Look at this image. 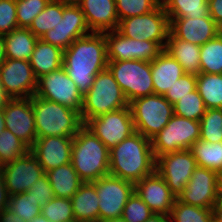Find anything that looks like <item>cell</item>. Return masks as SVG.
Masks as SVG:
<instances>
[{
  "mask_svg": "<svg viewBox=\"0 0 222 222\" xmlns=\"http://www.w3.org/2000/svg\"><path fill=\"white\" fill-rule=\"evenodd\" d=\"M108 66L107 43L104 33H95L76 39L63 54V68L84 96L95 76Z\"/></svg>",
  "mask_w": 222,
  "mask_h": 222,
  "instance_id": "6da1fadb",
  "label": "cell"
},
{
  "mask_svg": "<svg viewBox=\"0 0 222 222\" xmlns=\"http://www.w3.org/2000/svg\"><path fill=\"white\" fill-rule=\"evenodd\" d=\"M151 139L135 132L109 152V175L137 183L155 171Z\"/></svg>",
  "mask_w": 222,
  "mask_h": 222,
  "instance_id": "7a4b0ae2",
  "label": "cell"
},
{
  "mask_svg": "<svg viewBox=\"0 0 222 222\" xmlns=\"http://www.w3.org/2000/svg\"><path fill=\"white\" fill-rule=\"evenodd\" d=\"M109 152L106 145L83 126L73 137L71 164L83 182H94L109 175Z\"/></svg>",
  "mask_w": 222,
  "mask_h": 222,
  "instance_id": "3957f363",
  "label": "cell"
},
{
  "mask_svg": "<svg viewBox=\"0 0 222 222\" xmlns=\"http://www.w3.org/2000/svg\"><path fill=\"white\" fill-rule=\"evenodd\" d=\"M37 138L74 137L84 126L79 112L36 95L31 97Z\"/></svg>",
  "mask_w": 222,
  "mask_h": 222,
  "instance_id": "277c9868",
  "label": "cell"
},
{
  "mask_svg": "<svg viewBox=\"0 0 222 222\" xmlns=\"http://www.w3.org/2000/svg\"><path fill=\"white\" fill-rule=\"evenodd\" d=\"M129 106V103L108 68L99 72L88 92L83 96L81 118L83 124L99 115Z\"/></svg>",
  "mask_w": 222,
  "mask_h": 222,
  "instance_id": "5b68a950",
  "label": "cell"
},
{
  "mask_svg": "<svg viewBox=\"0 0 222 222\" xmlns=\"http://www.w3.org/2000/svg\"><path fill=\"white\" fill-rule=\"evenodd\" d=\"M135 131L151 139L174 115L172 105L164 95L152 94L129 103Z\"/></svg>",
  "mask_w": 222,
  "mask_h": 222,
  "instance_id": "8992f818",
  "label": "cell"
},
{
  "mask_svg": "<svg viewBox=\"0 0 222 222\" xmlns=\"http://www.w3.org/2000/svg\"><path fill=\"white\" fill-rule=\"evenodd\" d=\"M117 30L127 38L156 42L164 50L170 32V20L161 3L149 13L120 20Z\"/></svg>",
  "mask_w": 222,
  "mask_h": 222,
  "instance_id": "52a82bcc",
  "label": "cell"
},
{
  "mask_svg": "<svg viewBox=\"0 0 222 222\" xmlns=\"http://www.w3.org/2000/svg\"><path fill=\"white\" fill-rule=\"evenodd\" d=\"M199 138L200 121L174 114L166 126L151 138L154 157L188 150Z\"/></svg>",
  "mask_w": 222,
  "mask_h": 222,
  "instance_id": "ba28073f",
  "label": "cell"
},
{
  "mask_svg": "<svg viewBox=\"0 0 222 222\" xmlns=\"http://www.w3.org/2000/svg\"><path fill=\"white\" fill-rule=\"evenodd\" d=\"M107 68L123 91L128 103L154 94L151 62L139 60L108 62Z\"/></svg>",
  "mask_w": 222,
  "mask_h": 222,
  "instance_id": "9c48e42d",
  "label": "cell"
},
{
  "mask_svg": "<svg viewBox=\"0 0 222 222\" xmlns=\"http://www.w3.org/2000/svg\"><path fill=\"white\" fill-rule=\"evenodd\" d=\"M84 126L109 150L136 132L129 106L92 118Z\"/></svg>",
  "mask_w": 222,
  "mask_h": 222,
  "instance_id": "30bf717a",
  "label": "cell"
},
{
  "mask_svg": "<svg viewBox=\"0 0 222 222\" xmlns=\"http://www.w3.org/2000/svg\"><path fill=\"white\" fill-rule=\"evenodd\" d=\"M35 95L81 113L83 96L63 66L37 79Z\"/></svg>",
  "mask_w": 222,
  "mask_h": 222,
  "instance_id": "8fae6325",
  "label": "cell"
},
{
  "mask_svg": "<svg viewBox=\"0 0 222 222\" xmlns=\"http://www.w3.org/2000/svg\"><path fill=\"white\" fill-rule=\"evenodd\" d=\"M91 183L99 198V222L121 217L125 204L134 193V183L111 175Z\"/></svg>",
  "mask_w": 222,
  "mask_h": 222,
  "instance_id": "7c38bea8",
  "label": "cell"
},
{
  "mask_svg": "<svg viewBox=\"0 0 222 222\" xmlns=\"http://www.w3.org/2000/svg\"><path fill=\"white\" fill-rule=\"evenodd\" d=\"M196 167V160L188 149L157 157L155 171L165 180L171 193L178 198Z\"/></svg>",
  "mask_w": 222,
  "mask_h": 222,
  "instance_id": "4fadbf2b",
  "label": "cell"
},
{
  "mask_svg": "<svg viewBox=\"0 0 222 222\" xmlns=\"http://www.w3.org/2000/svg\"><path fill=\"white\" fill-rule=\"evenodd\" d=\"M104 36L108 62L128 60L151 62L163 51L156 42L127 38L117 29L104 32Z\"/></svg>",
  "mask_w": 222,
  "mask_h": 222,
  "instance_id": "5bb4252c",
  "label": "cell"
},
{
  "mask_svg": "<svg viewBox=\"0 0 222 222\" xmlns=\"http://www.w3.org/2000/svg\"><path fill=\"white\" fill-rule=\"evenodd\" d=\"M85 16L78 4L63 2L62 20L53 29L47 31L41 39L66 50L76 39L91 34Z\"/></svg>",
  "mask_w": 222,
  "mask_h": 222,
  "instance_id": "9a60e30c",
  "label": "cell"
},
{
  "mask_svg": "<svg viewBox=\"0 0 222 222\" xmlns=\"http://www.w3.org/2000/svg\"><path fill=\"white\" fill-rule=\"evenodd\" d=\"M218 180L216 171L197 166L177 199L184 204L213 208L219 199Z\"/></svg>",
  "mask_w": 222,
  "mask_h": 222,
  "instance_id": "2e32d148",
  "label": "cell"
},
{
  "mask_svg": "<svg viewBox=\"0 0 222 222\" xmlns=\"http://www.w3.org/2000/svg\"><path fill=\"white\" fill-rule=\"evenodd\" d=\"M0 83L12 99L32 97L37 89V78L27 60L6 59L0 66Z\"/></svg>",
  "mask_w": 222,
  "mask_h": 222,
  "instance_id": "e0dca14e",
  "label": "cell"
},
{
  "mask_svg": "<svg viewBox=\"0 0 222 222\" xmlns=\"http://www.w3.org/2000/svg\"><path fill=\"white\" fill-rule=\"evenodd\" d=\"M0 169L9 195L25 193L46 173L31 151L13 162L2 165Z\"/></svg>",
  "mask_w": 222,
  "mask_h": 222,
  "instance_id": "ac0fdd59",
  "label": "cell"
},
{
  "mask_svg": "<svg viewBox=\"0 0 222 222\" xmlns=\"http://www.w3.org/2000/svg\"><path fill=\"white\" fill-rule=\"evenodd\" d=\"M3 113L6 129L31 148L37 138L31 97L11 99Z\"/></svg>",
  "mask_w": 222,
  "mask_h": 222,
  "instance_id": "d6986e66",
  "label": "cell"
},
{
  "mask_svg": "<svg viewBox=\"0 0 222 222\" xmlns=\"http://www.w3.org/2000/svg\"><path fill=\"white\" fill-rule=\"evenodd\" d=\"M134 192L155 214L169 216L176 199L165 180L156 171L135 183Z\"/></svg>",
  "mask_w": 222,
  "mask_h": 222,
  "instance_id": "ffe728a7",
  "label": "cell"
},
{
  "mask_svg": "<svg viewBox=\"0 0 222 222\" xmlns=\"http://www.w3.org/2000/svg\"><path fill=\"white\" fill-rule=\"evenodd\" d=\"M73 137L46 136L36 138L30 151L45 172L71 163Z\"/></svg>",
  "mask_w": 222,
  "mask_h": 222,
  "instance_id": "44dd1931",
  "label": "cell"
},
{
  "mask_svg": "<svg viewBox=\"0 0 222 222\" xmlns=\"http://www.w3.org/2000/svg\"><path fill=\"white\" fill-rule=\"evenodd\" d=\"M170 32L178 39L204 45L215 38L222 29L210 16L201 18L169 17Z\"/></svg>",
  "mask_w": 222,
  "mask_h": 222,
  "instance_id": "7402d4cb",
  "label": "cell"
},
{
  "mask_svg": "<svg viewBox=\"0 0 222 222\" xmlns=\"http://www.w3.org/2000/svg\"><path fill=\"white\" fill-rule=\"evenodd\" d=\"M78 5L91 32L104 33L118 28L115 0H81Z\"/></svg>",
  "mask_w": 222,
  "mask_h": 222,
  "instance_id": "603a6c76",
  "label": "cell"
},
{
  "mask_svg": "<svg viewBox=\"0 0 222 222\" xmlns=\"http://www.w3.org/2000/svg\"><path fill=\"white\" fill-rule=\"evenodd\" d=\"M184 74L179 62L163 50L151 61L154 94L164 95Z\"/></svg>",
  "mask_w": 222,
  "mask_h": 222,
  "instance_id": "cb8c5ba5",
  "label": "cell"
},
{
  "mask_svg": "<svg viewBox=\"0 0 222 222\" xmlns=\"http://www.w3.org/2000/svg\"><path fill=\"white\" fill-rule=\"evenodd\" d=\"M63 54L61 48L38 39L29 60L35 77L38 79L60 69L63 66Z\"/></svg>",
  "mask_w": 222,
  "mask_h": 222,
  "instance_id": "d4e9b609",
  "label": "cell"
},
{
  "mask_svg": "<svg viewBox=\"0 0 222 222\" xmlns=\"http://www.w3.org/2000/svg\"><path fill=\"white\" fill-rule=\"evenodd\" d=\"M71 202L76 221L99 222V198L91 182H84L71 197Z\"/></svg>",
  "mask_w": 222,
  "mask_h": 222,
  "instance_id": "484cf974",
  "label": "cell"
},
{
  "mask_svg": "<svg viewBox=\"0 0 222 222\" xmlns=\"http://www.w3.org/2000/svg\"><path fill=\"white\" fill-rule=\"evenodd\" d=\"M164 50L179 62L185 73H201L200 45L180 40L169 32Z\"/></svg>",
  "mask_w": 222,
  "mask_h": 222,
  "instance_id": "4316f807",
  "label": "cell"
},
{
  "mask_svg": "<svg viewBox=\"0 0 222 222\" xmlns=\"http://www.w3.org/2000/svg\"><path fill=\"white\" fill-rule=\"evenodd\" d=\"M55 197L71 199L84 183L71 163L46 172Z\"/></svg>",
  "mask_w": 222,
  "mask_h": 222,
  "instance_id": "83f0119b",
  "label": "cell"
},
{
  "mask_svg": "<svg viewBox=\"0 0 222 222\" xmlns=\"http://www.w3.org/2000/svg\"><path fill=\"white\" fill-rule=\"evenodd\" d=\"M7 59L29 61L38 38L28 28H16L3 35Z\"/></svg>",
  "mask_w": 222,
  "mask_h": 222,
  "instance_id": "f1b7e54d",
  "label": "cell"
},
{
  "mask_svg": "<svg viewBox=\"0 0 222 222\" xmlns=\"http://www.w3.org/2000/svg\"><path fill=\"white\" fill-rule=\"evenodd\" d=\"M196 160L197 166L222 172V142H206L201 139L191 145L189 149Z\"/></svg>",
  "mask_w": 222,
  "mask_h": 222,
  "instance_id": "f546056e",
  "label": "cell"
},
{
  "mask_svg": "<svg viewBox=\"0 0 222 222\" xmlns=\"http://www.w3.org/2000/svg\"><path fill=\"white\" fill-rule=\"evenodd\" d=\"M196 89L206 109H222V74H197Z\"/></svg>",
  "mask_w": 222,
  "mask_h": 222,
  "instance_id": "4dcf8cb0",
  "label": "cell"
},
{
  "mask_svg": "<svg viewBox=\"0 0 222 222\" xmlns=\"http://www.w3.org/2000/svg\"><path fill=\"white\" fill-rule=\"evenodd\" d=\"M168 17L201 18L209 15L208 0H161Z\"/></svg>",
  "mask_w": 222,
  "mask_h": 222,
  "instance_id": "1f68e13d",
  "label": "cell"
},
{
  "mask_svg": "<svg viewBox=\"0 0 222 222\" xmlns=\"http://www.w3.org/2000/svg\"><path fill=\"white\" fill-rule=\"evenodd\" d=\"M63 1L50 0L46 8L39 13L28 28L38 39L62 20Z\"/></svg>",
  "mask_w": 222,
  "mask_h": 222,
  "instance_id": "d6a6232c",
  "label": "cell"
},
{
  "mask_svg": "<svg viewBox=\"0 0 222 222\" xmlns=\"http://www.w3.org/2000/svg\"><path fill=\"white\" fill-rule=\"evenodd\" d=\"M201 73L222 74V32L200 46Z\"/></svg>",
  "mask_w": 222,
  "mask_h": 222,
  "instance_id": "836d02e7",
  "label": "cell"
},
{
  "mask_svg": "<svg viewBox=\"0 0 222 222\" xmlns=\"http://www.w3.org/2000/svg\"><path fill=\"white\" fill-rule=\"evenodd\" d=\"M212 209L184 204L176 198L169 214L170 222H212Z\"/></svg>",
  "mask_w": 222,
  "mask_h": 222,
  "instance_id": "e575fe53",
  "label": "cell"
},
{
  "mask_svg": "<svg viewBox=\"0 0 222 222\" xmlns=\"http://www.w3.org/2000/svg\"><path fill=\"white\" fill-rule=\"evenodd\" d=\"M30 148L10 130L0 133V167L25 155Z\"/></svg>",
  "mask_w": 222,
  "mask_h": 222,
  "instance_id": "d590c367",
  "label": "cell"
},
{
  "mask_svg": "<svg viewBox=\"0 0 222 222\" xmlns=\"http://www.w3.org/2000/svg\"><path fill=\"white\" fill-rule=\"evenodd\" d=\"M203 141L222 142V109H206L200 119V138Z\"/></svg>",
  "mask_w": 222,
  "mask_h": 222,
  "instance_id": "8d00e7d4",
  "label": "cell"
},
{
  "mask_svg": "<svg viewBox=\"0 0 222 222\" xmlns=\"http://www.w3.org/2000/svg\"><path fill=\"white\" fill-rule=\"evenodd\" d=\"M205 112L206 107L197 89L174 104V114L187 119L200 121Z\"/></svg>",
  "mask_w": 222,
  "mask_h": 222,
  "instance_id": "74e56055",
  "label": "cell"
},
{
  "mask_svg": "<svg viewBox=\"0 0 222 222\" xmlns=\"http://www.w3.org/2000/svg\"><path fill=\"white\" fill-rule=\"evenodd\" d=\"M8 209L18 215L25 222L41 214V208L32 195L25 193L10 195Z\"/></svg>",
  "mask_w": 222,
  "mask_h": 222,
  "instance_id": "f35d334b",
  "label": "cell"
},
{
  "mask_svg": "<svg viewBox=\"0 0 222 222\" xmlns=\"http://www.w3.org/2000/svg\"><path fill=\"white\" fill-rule=\"evenodd\" d=\"M118 20L143 15L156 9L161 0H115Z\"/></svg>",
  "mask_w": 222,
  "mask_h": 222,
  "instance_id": "ab89813d",
  "label": "cell"
},
{
  "mask_svg": "<svg viewBox=\"0 0 222 222\" xmlns=\"http://www.w3.org/2000/svg\"><path fill=\"white\" fill-rule=\"evenodd\" d=\"M41 214L50 222L75 220L71 199L54 197L43 208Z\"/></svg>",
  "mask_w": 222,
  "mask_h": 222,
  "instance_id": "60d3db41",
  "label": "cell"
},
{
  "mask_svg": "<svg viewBox=\"0 0 222 222\" xmlns=\"http://www.w3.org/2000/svg\"><path fill=\"white\" fill-rule=\"evenodd\" d=\"M50 0H16L18 28H29L33 19L41 13Z\"/></svg>",
  "mask_w": 222,
  "mask_h": 222,
  "instance_id": "b9f144b4",
  "label": "cell"
},
{
  "mask_svg": "<svg viewBox=\"0 0 222 222\" xmlns=\"http://www.w3.org/2000/svg\"><path fill=\"white\" fill-rule=\"evenodd\" d=\"M152 214L147 204L134 192L125 204L121 217L127 222H145Z\"/></svg>",
  "mask_w": 222,
  "mask_h": 222,
  "instance_id": "7bdbcfd3",
  "label": "cell"
},
{
  "mask_svg": "<svg viewBox=\"0 0 222 222\" xmlns=\"http://www.w3.org/2000/svg\"><path fill=\"white\" fill-rule=\"evenodd\" d=\"M197 75L185 73L175 84L164 94V97L174 105L179 99L189 95L196 90Z\"/></svg>",
  "mask_w": 222,
  "mask_h": 222,
  "instance_id": "ee69618b",
  "label": "cell"
},
{
  "mask_svg": "<svg viewBox=\"0 0 222 222\" xmlns=\"http://www.w3.org/2000/svg\"><path fill=\"white\" fill-rule=\"evenodd\" d=\"M16 28V0H0V35H6Z\"/></svg>",
  "mask_w": 222,
  "mask_h": 222,
  "instance_id": "f6af8a7d",
  "label": "cell"
},
{
  "mask_svg": "<svg viewBox=\"0 0 222 222\" xmlns=\"http://www.w3.org/2000/svg\"><path fill=\"white\" fill-rule=\"evenodd\" d=\"M38 201L40 208H43L51 199L55 197L51 184L49 183L46 173L34 182L32 187L27 191Z\"/></svg>",
  "mask_w": 222,
  "mask_h": 222,
  "instance_id": "bcb514c9",
  "label": "cell"
},
{
  "mask_svg": "<svg viewBox=\"0 0 222 222\" xmlns=\"http://www.w3.org/2000/svg\"><path fill=\"white\" fill-rule=\"evenodd\" d=\"M210 17L222 29V0H208Z\"/></svg>",
  "mask_w": 222,
  "mask_h": 222,
  "instance_id": "7dc6e473",
  "label": "cell"
},
{
  "mask_svg": "<svg viewBox=\"0 0 222 222\" xmlns=\"http://www.w3.org/2000/svg\"><path fill=\"white\" fill-rule=\"evenodd\" d=\"M9 197L10 195L6 188L5 178L2 170L0 169V211L8 208Z\"/></svg>",
  "mask_w": 222,
  "mask_h": 222,
  "instance_id": "c3c4849f",
  "label": "cell"
},
{
  "mask_svg": "<svg viewBox=\"0 0 222 222\" xmlns=\"http://www.w3.org/2000/svg\"><path fill=\"white\" fill-rule=\"evenodd\" d=\"M1 222H25L18 215H15L10 209L5 208L2 211V221Z\"/></svg>",
  "mask_w": 222,
  "mask_h": 222,
  "instance_id": "681fc988",
  "label": "cell"
},
{
  "mask_svg": "<svg viewBox=\"0 0 222 222\" xmlns=\"http://www.w3.org/2000/svg\"><path fill=\"white\" fill-rule=\"evenodd\" d=\"M213 220L216 222H222V197H219L216 204L213 206Z\"/></svg>",
  "mask_w": 222,
  "mask_h": 222,
  "instance_id": "f907efd6",
  "label": "cell"
},
{
  "mask_svg": "<svg viewBox=\"0 0 222 222\" xmlns=\"http://www.w3.org/2000/svg\"><path fill=\"white\" fill-rule=\"evenodd\" d=\"M145 222H170L169 216L153 213Z\"/></svg>",
  "mask_w": 222,
  "mask_h": 222,
  "instance_id": "816d5d0a",
  "label": "cell"
},
{
  "mask_svg": "<svg viewBox=\"0 0 222 222\" xmlns=\"http://www.w3.org/2000/svg\"><path fill=\"white\" fill-rule=\"evenodd\" d=\"M11 99L4 88L0 86V109H3Z\"/></svg>",
  "mask_w": 222,
  "mask_h": 222,
  "instance_id": "f5cc1de1",
  "label": "cell"
},
{
  "mask_svg": "<svg viewBox=\"0 0 222 222\" xmlns=\"http://www.w3.org/2000/svg\"><path fill=\"white\" fill-rule=\"evenodd\" d=\"M6 50L3 36L0 35V66L6 61Z\"/></svg>",
  "mask_w": 222,
  "mask_h": 222,
  "instance_id": "db71d44e",
  "label": "cell"
},
{
  "mask_svg": "<svg viewBox=\"0 0 222 222\" xmlns=\"http://www.w3.org/2000/svg\"><path fill=\"white\" fill-rule=\"evenodd\" d=\"M4 129H6L5 118H4L3 109H0V133Z\"/></svg>",
  "mask_w": 222,
  "mask_h": 222,
  "instance_id": "11a10c76",
  "label": "cell"
},
{
  "mask_svg": "<svg viewBox=\"0 0 222 222\" xmlns=\"http://www.w3.org/2000/svg\"><path fill=\"white\" fill-rule=\"evenodd\" d=\"M28 222H50L47 218H45L42 214L32 218Z\"/></svg>",
  "mask_w": 222,
  "mask_h": 222,
  "instance_id": "9f6ffc18",
  "label": "cell"
},
{
  "mask_svg": "<svg viewBox=\"0 0 222 222\" xmlns=\"http://www.w3.org/2000/svg\"><path fill=\"white\" fill-rule=\"evenodd\" d=\"M218 188H219V197H222V172L219 173Z\"/></svg>",
  "mask_w": 222,
  "mask_h": 222,
  "instance_id": "6f0895ef",
  "label": "cell"
},
{
  "mask_svg": "<svg viewBox=\"0 0 222 222\" xmlns=\"http://www.w3.org/2000/svg\"><path fill=\"white\" fill-rule=\"evenodd\" d=\"M103 222H127V221L122 217H118V218L107 219Z\"/></svg>",
  "mask_w": 222,
  "mask_h": 222,
  "instance_id": "680465c9",
  "label": "cell"
},
{
  "mask_svg": "<svg viewBox=\"0 0 222 222\" xmlns=\"http://www.w3.org/2000/svg\"><path fill=\"white\" fill-rule=\"evenodd\" d=\"M66 4H78L81 0H61Z\"/></svg>",
  "mask_w": 222,
  "mask_h": 222,
  "instance_id": "91938a15",
  "label": "cell"
},
{
  "mask_svg": "<svg viewBox=\"0 0 222 222\" xmlns=\"http://www.w3.org/2000/svg\"><path fill=\"white\" fill-rule=\"evenodd\" d=\"M2 221V211H0V222Z\"/></svg>",
  "mask_w": 222,
  "mask_h": 222,
  "instance_id": "94428289",
  "label": "cell"
},
{
  "mask_svg": "<svg viewBox=\"0 0 222 222\" xmlns=\"http://www.w3.org/2000/svg\"><path fill=\"white\" fill-rule=\"evenodd\" d=\"M65 222H78V221H76V220H71V221H65Z\"/></svg>",
  "mask_w": 222,
  "mask_h": 222,
  "instance_id": "6125c7cd",
  "label": "cell"
}]
</instances>
